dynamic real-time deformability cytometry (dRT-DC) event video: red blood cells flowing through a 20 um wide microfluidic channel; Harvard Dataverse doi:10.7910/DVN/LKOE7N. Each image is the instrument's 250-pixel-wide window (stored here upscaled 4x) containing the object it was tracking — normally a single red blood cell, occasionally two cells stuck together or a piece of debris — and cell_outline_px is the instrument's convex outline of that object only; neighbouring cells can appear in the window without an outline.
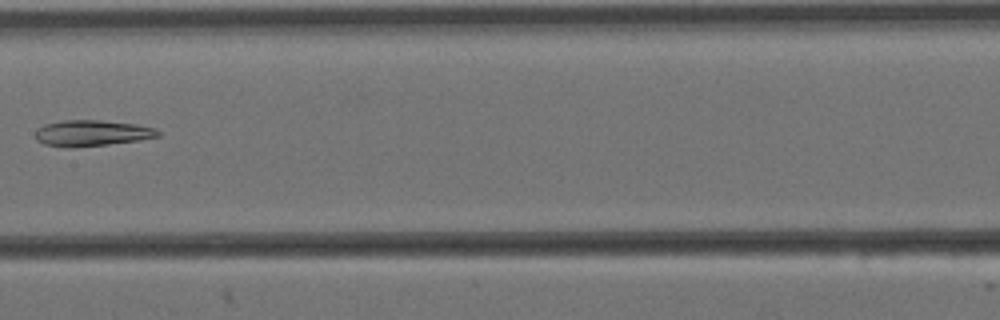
{"species": "Egyptian fruit bat (a non-hibernating species)", "species_latin": "Rousettus aegyptiacus", "temperature_condition": "cold", "stored_images_in_passage": 9, "camera_frame_rate_fps": 3000, "um_per_image_px": 0.085, "animal": {"sex": "female"}, "frame": {"image": 1, "passage_image": 8, "time_ms": 2.333, "image_size_px": [1000, 320], "cell_outline_px": [[160, 136], [140, 140], [108, 144], [68, 148], [64, 148], [44, 144], [36, 140], [36, 128], [44, 124], [64, 120], [100, 120], [136, 124], [156, 128], [160, 132]], "centroid_in_image_um": [7.79, 11.31], "position_along_channel_um": 199.6, "area_um2": 18.73}}
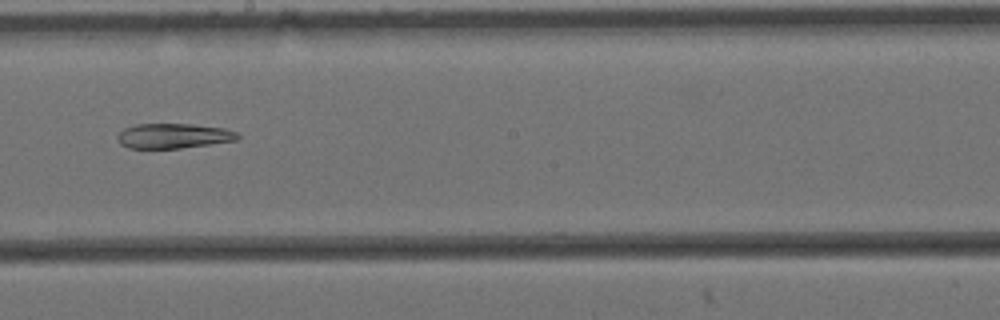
{"frame": {"image": 2, "passage_image": 9, "time_ms": 2.667, "image_size_px": [1000, 320], "cell_outline_px": [[240, 136], [236, 140], [180, 148], [128, 148], [120, 144], [116, 140], [116, 136], [124, 128], [136, 124], [192, 124], [224, 128], [236, 132]], "centroid_in_image_um": [14.69, 11.55], "position_along_channel_um": 233.5, "area_um2": 17.4}}